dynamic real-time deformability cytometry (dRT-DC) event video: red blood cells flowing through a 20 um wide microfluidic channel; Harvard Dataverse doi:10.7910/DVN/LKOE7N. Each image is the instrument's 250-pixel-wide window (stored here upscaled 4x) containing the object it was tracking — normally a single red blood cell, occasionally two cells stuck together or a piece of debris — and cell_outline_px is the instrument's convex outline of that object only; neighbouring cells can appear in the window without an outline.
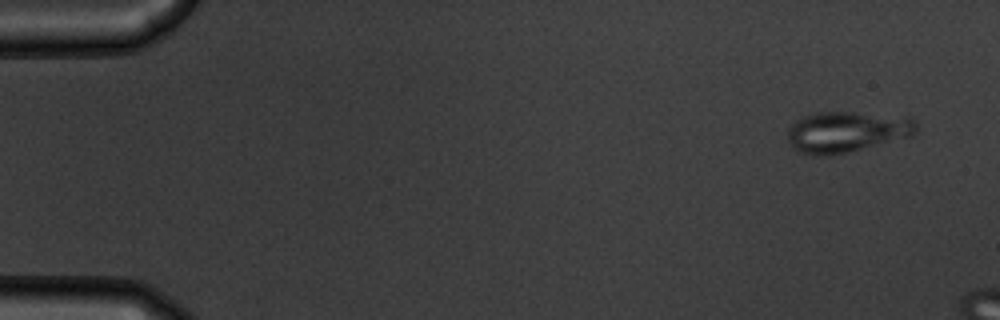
{"species": "common noctule bat (a hibernating species)", "species_latin": "Nyctalus noctula", "temperature_condition": "warm", "stored_images_in_passage": 12, "camera_frame_rate_fps": 3000, "um_per_image_px": 0.085, "animal": {"sex": "male", "body_mass_g": 19.5, "forearm_length_mm": 54.6}, "frame": {"image": 1, "passage_image": 3, "time_ms": 0.667, "image_size_px": [1000, 320], "cell_outline_px": [[916, 132], [912, 136], [832, 156], [812, 156], [796, 152], [792, 148], [788, 140], [788, 128], [796, 120], [804, 116], [816, 112], [852, 112], [908, 116], [916, 124]], "centroid_in_image_um": [71.93, 11.22], "position_along_channel_um": 13.1, "area_um2": 31.04}}